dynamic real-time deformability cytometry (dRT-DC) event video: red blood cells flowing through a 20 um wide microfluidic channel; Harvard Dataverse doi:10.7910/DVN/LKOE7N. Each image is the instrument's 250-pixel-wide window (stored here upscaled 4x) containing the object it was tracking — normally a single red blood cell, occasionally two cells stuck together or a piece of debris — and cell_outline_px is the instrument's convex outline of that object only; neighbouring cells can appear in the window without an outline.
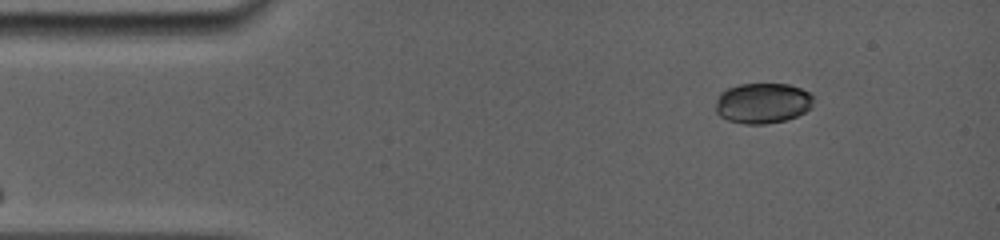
{"species": "common noctule bat (a hibernating species)", "species_latin": "Nyctalus noctula", "temperature_condition": "room temperature", "stored_images_in_passage": 34, "camera_frame_rate_fps": 5000, "um_per_image_px": 0.085, "animal": {"sex": "female", "body_mass_g": 19.0, "forearm_length_mm": 56.7}, "frame": {"image": 1, "passage_image": 1, "time_ms": 0.0, "image_size_px": [1000, 240], "cell_outline_px": [[812, 108], [796, 116], [784, 120], [764, 124], [744, 124], [728, 120], [720, 116], [716, 112], [716, 100], [720, 92], [728, 88], [740, 84], [788, 84], [800, 88], [808, 92], [812, 96]], "centroid_in_image_um": [64.8, 8.76], "position_along_channel_um": 20.2, "area_um2": 23.0}}
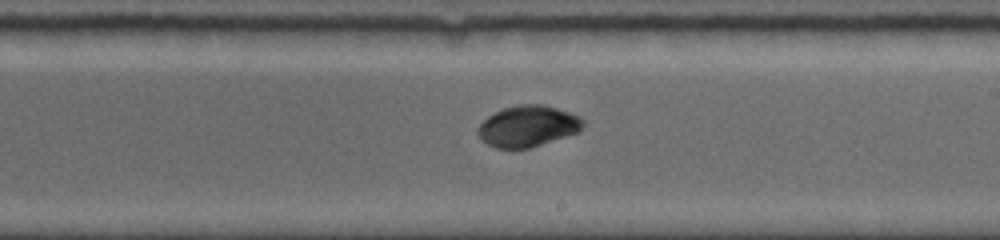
{"frame": {"image": 2, "passage_image": 19, "time_ms": 7.6, "image_size_px": [1000, 240], "cell_outline_px": [[584, 124], [576, 132], [528, 148], [496, 148], [488, 144], [476, 132], [476, 128], [488, 116], [504, 108], [520, 104], [540, 104], [556, 108], [580, 116], [584, 120]], "centroid_in_image_um": [44.84, 10.71], "position_along_channel_um": 244.2, "area_um2": 24.68}}
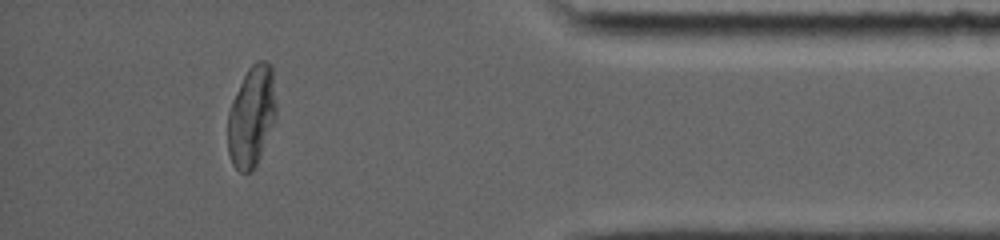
{"frame": {"image": 3, "passage_image": 34, "time_ms": 12.6, "image_size_px": [1000, 240], "cell_outline_px": [[276, 120], [256, 164], [252, 172], [240, 172], [232, 164], [228, 152], [228, 112], [232, 100], [248, 68], [256, 60], [264, 60], [272, 64], [276, 104]], "centroid_in_image_um": [21.4, 9.87], "position_along_channel_um": 413.8, "area_um2": 28.61}, "authors_computed_cell_mechanics": {"area_um2": 25.2008, "velocity_mm_per_s": 3.8745, "shape_relaxation_time_tau1_ms": 3.1573, "shape_relaxation_time_tau2_ms": null, "deformation_change_tau1": 0.0936, "deformation_change_tau2": null}}